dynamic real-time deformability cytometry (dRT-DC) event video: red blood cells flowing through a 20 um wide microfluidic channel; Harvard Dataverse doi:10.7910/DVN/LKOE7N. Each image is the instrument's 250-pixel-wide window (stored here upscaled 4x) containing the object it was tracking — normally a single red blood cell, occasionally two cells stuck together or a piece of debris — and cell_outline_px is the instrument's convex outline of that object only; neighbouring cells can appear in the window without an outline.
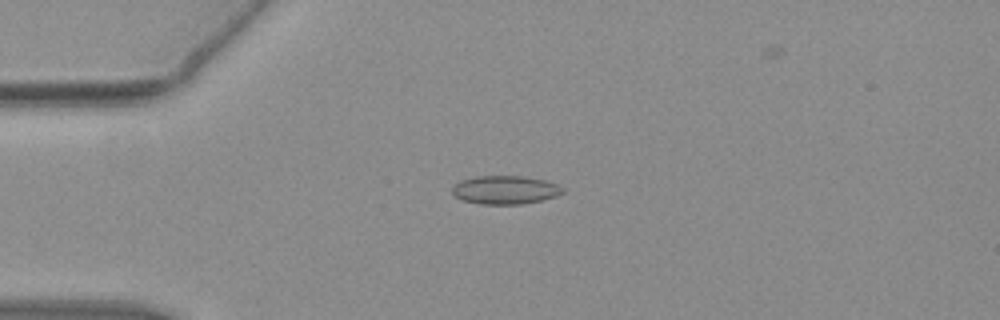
{"species": "common noctule bat (a hibernating species)", "species_latin": "Nyctalus noctula", "temperature_condition": "warm", "stored_images_in_passage": 37, "camera_frame_rate_fps": 3000, "um_per_image_px": 0.085, "animal": {"sex": "female", "body_mass_g": 19.3, "forearm_length_mm": 54.1}, "frame": {"image": 1, "passage_image": 8, "time_ms": 2.333, "image_size_px": [1000, 320], "cell_outline_px": [[564, 192], [556, 196], [540, 200], [520, 204], [480, 204], [464, 200], [452, 196], [452, 188], [460, 180], [476, 176], [524, 176], [544, 180], [556, 184], [564, 188]], "centroid_in_image_um": [42.91, 16.14], "position_along_channel_um": 42.1, "area_um2": 18.26}}
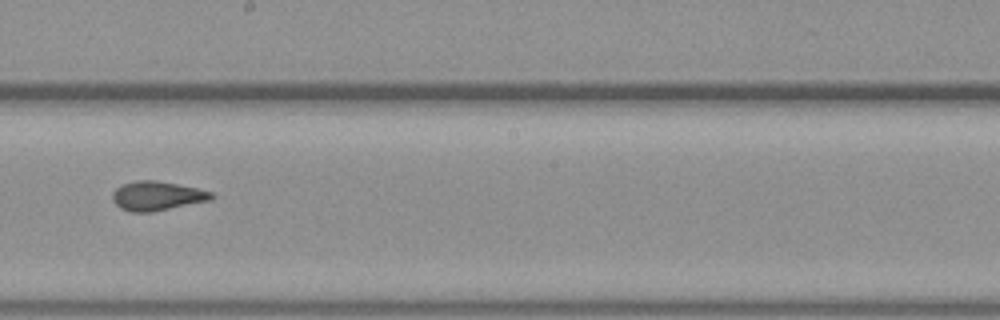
{"frame": {"image": 2, "passage_image": 25, "time_ms": 8.0, "image_size_px": [1000, 320], "cell_outline_px": [[216, 196], [212, 200], [152, 212], [128, 212], [120, 208], [112, 200], [112, 192], [116, 188], [124, 184], [136, 180], [156, 180], [196, 188], [212, 192]], "centroid_in_image_um": [13.35, 16.66], "position_along_channel_um": 234.9, "area_um2": 16.94}}
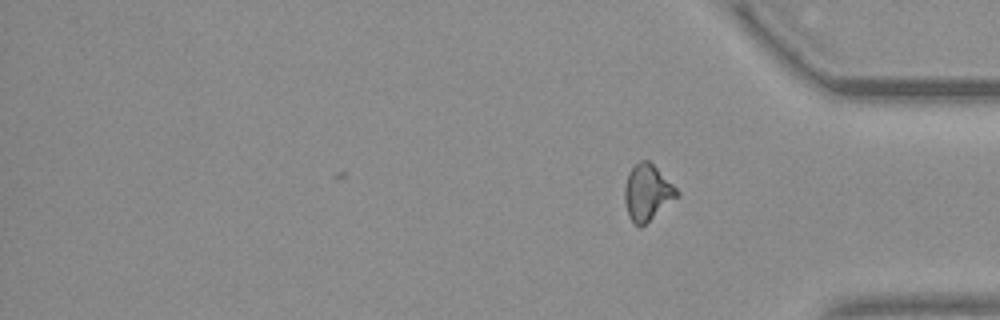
{"frame": {"image": 3, "passage_image": 37, "time_ms": 12.0, "image_size_px": [1000, 320], "cell_outline_px": [[680, 196], [640, 228], [628, 216], [624, 200], [624, 188], [628, 172], [640, 160], [648, 160], [680, 192]], "centroid_in_image_um": [55.02, 16.38], "position_along_channel_um": 380.2, "area_um2": 16.99}, "authors_computed_cell_mechanics": {"area_um2": 16.9354, "velocity_mm_per_s": 3.8419, "shape_relaxation_time_tau1_ms": null, "shape_relaxation_time_tau2_ms": 2.0544, "deformation_change_tau1": null, "deformation_change_tau2": 0.0691}}